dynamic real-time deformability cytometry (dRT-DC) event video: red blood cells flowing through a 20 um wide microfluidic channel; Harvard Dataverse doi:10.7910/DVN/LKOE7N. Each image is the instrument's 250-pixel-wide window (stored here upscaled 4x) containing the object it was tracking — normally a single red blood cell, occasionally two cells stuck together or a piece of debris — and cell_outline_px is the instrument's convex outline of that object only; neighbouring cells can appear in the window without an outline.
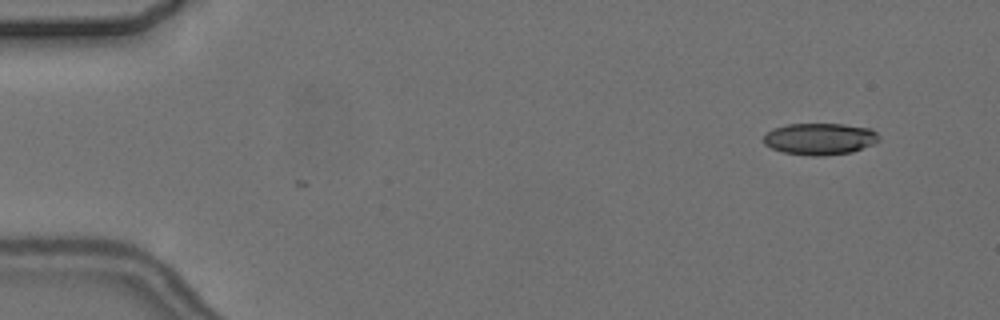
{"species": "common noctule bat (a hibernating species)", "species_latin": "Nyctalus noctula", "temperature_condition": "cold", "stored_images_in_passage": 3, "camera_frame_rate_fps": 3000, "um_per_image_px": 0.085, "animal": {"sex": "female", "body_mass_g": 24.6, "forearm_length_mm": 56.2}, "frame": {"image": 1, "passage_image": 3, "time_ms": 2.667, "image_size_px": [1000, 320], "cell_outline_px": [[880, 140], [872, 144], [852, 152], [824, 156], [812, 156], [784, 152], [772, 148], [764, 144], [764, 136], [772, 128], [788, 124], [844, 124], [872, 128], [880, 136]], "centroid_in_image_um": [69.71, 11.8], "position_along_channel_um": 15.3, "area_um2": 21.39}}